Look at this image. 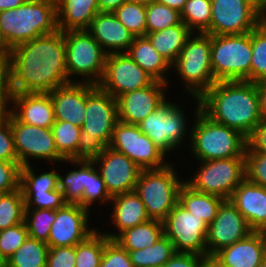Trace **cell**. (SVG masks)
<instances>
[{"mask_svg":"<svg viewBox=\"0 0 266 267\" xmlns=\"http://www.w3.org/2000/svg\"><path fill=\"white\" fill-rule=\"evenodd\" d=\"M11 93H49L70 83L63 31L41 35L11 49Z\"/></svg>","mask_w":266,"mask_h":267,"instance_id":"cell-1","label":"cell"},{"mask_svg":"<svg viewBox=\"0 0 266 267\" xmlns=\"http://www.w3.org/2000/svg\"><path fill=\"white\" fill-rule=\"evenodd\" d=\"M201 111L212 121L249 137L261 121L257 83L218 81L200 98Z\"/></svg>","mask_w":266,"mask_h":267,"instance_id":"cell-2","label":"cell"},{"mask_svg":"<svg viewBox=\"0 0 266 267\" xmlns=\"http://www.w3.org/2000/svg\"><path fill=\"white\" fill-rule=\"evenodd\" d=\"M78 140L77 160L92 161L109 146L118 121L117 99L86 83V111Z\"/></svg>","mask_w":266,"mask_h":267,"instance_id":"cell-3","label":"cell"},{"mask_svg":"<svg viewBox=\"0 0 266 267\" xmlns=\"http://www.w3.org/2000/svg\"><path fill=\"white\" fill-rule=\"evenodd\" d=\"M194 99V100H193ZM196 102L189 146L197 161L244 157L247 147V137L239 131L212 121L201 111V100L192 97Z\"/></svg>","mask_w":266,"mask_h":267,"instance_id":"cell-4","label":"cell"},{"mask_svg":"<svg viewBox=\"0 0 266 267\" xmlns=\"http://www.w3.org/2000/svg\"><path fill=\"white\" fill-rule=\"evenodd\" d=\"M57 30L56 0L24 2L15 9L0 11V35L11 49Z\"/></svg>","mask_w":266,"mask_h":267,"instance_id":"cell-5","label":"cell"},{"mask_svg":"<svg viewBox=\"0 0 266 267\" xmlns=\"http://www.w3.org/2000/svg\"><path fill=\"white\" fill-rule=\"evenodd\" d=\"M172 70L182 80L187 95L200 98L209 90L217 82L211 69V35L192 33L171 65Z\"/></svg>","mask_w":266,"mask_h":267,"instance_id":"cell-6","label":"cell"},{"mask_svg":"<svg viewBox=\"0 0 266 267\" xmlns=\"http://www.w3.org/2000/svg\"><path fill=\"white\" fill-rule=\"evenodd\" d=\"M175 165L168 163L159 169H142L140 173L134 191L142 200L150 219L163 221L178 203L184 181L178 176Z\"/></svg>","mask_w":266,"mask_h":267,"instance_id":"cell-7","label":"cell"},{"mask_svg":"<svg viewBox=\"0 0 266 267\" xmlns=\"http://www.w3.org/2000/svg\"><path fill=\"white\" fill-rule=\"evenodd\" d=\"M252 31L211 35V69L218 81H250Z\"/></svg>","mask_w":266,"mask_h":267,"instance_id":"cell-8","label":"cell"},{"mask_svg":"<svg viewBox=\"0 0 266 267\" xmlns=\"http://www.w3.org/2000/svg\"><path fill=\"white\" fill-rule=\"evenodd\" d=\"M167 97L154 112L138 124L154 144L168 157L169 153L191 137L192 126L187 122V112ZM188 123V124H187ZM189 126V127H188ZM191 126V127H190ZM189 129V132H188ZM189 135V136H188ZM188 136V137H186ZM185 140V141H184Z\"/></svg>","mask_w":266,"mask_h":267,"instance_id":"cell-9","label":"cell"},{"mask_svg":"<svg viewBox=\"0 0 266 267\" xmlns=\"http://www.w3.org/2000/svg\"><path fill=\"white\" fill-rule=\"evenodd\" d=\"M67 73L70 82L97 85L102 79L107 53L87 30L64 31ZM78 77L76 80L74 79ZM74 76V77H72Z\"/></svg>","mask_w":266,"mask_h":267,"instance_id":"cell-10","label":"cell"},{"mask_svg":"<svg viewBox=\"0 0 266 267\" xmlns=\"http://www.w3.org/2000/svg\"><path fill=\"white\" fill-rule=\"evenodd\" d=\"M197 171L184 183L192 190L217 195L229 200L234 190L246 178L245 157L198 161ZM186 179V180H185Z\"/></svg>","mask_w":266,"mask_h":267,"instance_id":"cell-11","label":"cell"},{"mask_svg":"<svg viewBox=\"0 0 266 267\" xmlns=\"http://www.w3.org/2000/svg\"><path fill=\"white\" fill-rule=\"evenodd\" d=\"M261 23V0H211L209 35H238Z\"/></svg>","mask_w":266,"mask_h":267,"instance_id":"cell-12","label":"cell"},{"mask_svg":"<svg viewBox=\"0 0 266 267\" xmlns=\"http://www.w3.org/2000/svg\"><path fill=\"white\" fill-rule=\"evenodd\" d=\"M108 147L126 155L141 169H159L171 163L166 160L169 158L140 130L138 125L119 120L115 124Z\"/></svg>","mask_w":266,"mask_h":267,"instance_id":"cell-13","label":"cell"},{"mask_svg":"<svg viewBox=\"0 0 266 267\" xmlns=\"http://www.w3.org/2000/svg\"><path fill=\"white\" fill-rule=\"evenodd\" d=\"M162 223L164 235L173 243L177 253L208 255V225L202 218L177 203Z\"/></svg>","mask_w":266,"mask_h":267,"instance_id":"cell-14","label":"cell"},{"mask_svg":"<svg viewBox=\"0 0 266 267\" xmlns=\"http://www.w3.org/2000/svg\"><path fill=\"white\" fill-rule=\"evenodd\" d=\"M11 131L18 162L21 167L32 165V160L64 162L58 153L51 128H41L20 122L11 113ZM41 159V160H40Z\"/></svg>","mask_w":266,"mask_h":267,"instance_id":"cell-15","label":"cell"},{"mask_svg":"<svg viewBox=\"0 0 266 267\" xmlns=\"http://www.w3.org/2000/svg\"><path fill=\"white\" fill-rule=\"evenodd\" d=\"M154 79L127 53H110L106 57L102 79L97 84L114 98L150 85Z\"/></svg>","mask_w":266,"mask_h":267,"instance_id":"cell-16","label":"cell"},{"mask_svg":"<svg viewBox=\"0 0 266 267\" xmlns=\"http://www.w3.org/2000/svg\"><path fill=\"white\" fill-rule=\"evenodd\" d=\"M92 161L111 197L135 190L142 169L126 155L107 146Z\"/></svg>","mask_w":266,"mask_h":267,"instance_id":"cell-17","label":"cell"},{"mask_svg":"<svg viewBox=\"0 0 266 267\" xmlns=\"http://www.w3.org/2000/svg\"><path fill=\"white\" fill-rule=\"evenodd\" d=\"M91 212L79 204H66L57 209L56 219L51 226L46 242L48 246H75L84 241L97 228L88 226Z\"/></svg>","mask_w":266,"mask_h":267,"instance_id":"cell-18","label":"cell"},{"mask_svg":"<svg viewBox=\"0 0 266 267\" xmlns=\"http://www.w3.org/2000/svg\"><path fill=\"white\" fill-rule=\"evenodd\" d=\"M253 230L230 200H224L206 236L208 255L247 237Z\"/></svg>","mask_w":266,"mask_h":267,"instance_id":"cell-19","label":"cell"},{"mask_svg":"<svg viewBox=\"0 0 266 267\" xmlns=\"http://www.w3.org/2000/svg\"><path fill=\"white\" fill-rule=\"evenodd\" d=\"M168 85L154 80L147 87L118 96V120L132 125L141 123L168 97L165 93Z\"/></svg>","mask_w":266,"mask_h":267,"instance_id":"cell-20","label":"cell"},{"mask_svg":"<svg viewBox=\"0 0 266 267\" xmlns=\"http://www.w3.org/2000/svg\"><path fill=\"white\" fill-rule=\"evenodd\" d=\"M86 30L107 54L126 53L135 38L113 12L97 13Z\"/></svg>","mask_w":266,"mask_h":267,"instance_id":"cell-21","label":"cell"},{"mask_svg":"<svg viewBox=\"0 0 266 267\" xmlns=\"http://www.w3.org/2000/svg\"><path fill=\"white\" fill-rule=\"evenodd\" d=\"M11 113L20 121L41 128L55 123L49 93H11Z\"/></svg>","mask_w":266,"mask_h":267,"instance_id":"cell-22","label":"cell"},{"mask_svg":"<svg viewBox=\"0 0 266 267\" xmlns=\"http://www.w3.org/2000/svg\"><path fill=\"white\" fill-rule=\"evenodd\" d=\"M253 231L266 232V188L246 178L229 199Z\"/></svg>","mask_w":266,"mask_h":267,"instance_id":"cell-23","label":"cell"},{"mask_svg":"<svg viewBox=\"0 0 266 267\" xmlns=\"http://www.w3.org/2000/svg\"><path fill=\"white\" fill-rule=\"evenodd\" d=\"M214 256L224 267H258L266 257V232L253 231Z\"/></svg>","mask_w":266,"mask_h":267,"instance_id":"cell-24","label":"cell"},{"mask_svg":"<svg viewBox=\"0 0 266 267\" xmlns=\"http://www.w3.org/2000/svg\"><path fill=\"white\" fill-rule=\"evenodd\" d=\"M55 120L82 127L86 111V82H70L49 92Z\"/></svg>","mask_w":266,"mask_h":267,"instance_id":"cell-25","label":"cell"},{"mask_svg":"<svg viewBox=\"0 0 266 267\" xmlns=\"http://www.w3.org/2000/svg\"><path fill=\"white\" fill-rule=\"evenodd\" d=\"M109 205L113 206L109 218L111 225L116 226V232H102L110 240H114L124 230L150 220L142 200L135 191L113 196Z\"/></svg>","mask_w":266,"mask_h":267,"instance_id":"cell-26","label":"cell"},{"mask_svg":"<svg viewBox=\"0 0 266 267\" xmlns=\"http://www.w3.org/2000/svg\"><path fill=\"white\" fill-rule=\"evenodd\" d=\"M57 28L60 31L86 30L99 13L98 0H56Z\"/></svg>","mask_w":266,"mask_h":267,"instance_id":"cell-27","label":"cell"},{"mask_svg":"<svg viewBox=\"0 0 266 267\" xmlns=\"http://www.w3.org/2000/svg\"><path fill=\"white\" fill-rule=\"evenodd\" d=\"M126 53L154 80L169 84L171 65L156 51L146 36H135Z\"/></svg>","mask_w":266,"mask_h":267,"instance_id":"cell-28","label":"cell"},{"mask_svg":"<svg viewBox=\"0 0 266 267\" xmlns=\"http://www.w3.org/2000/svg\"><path fill=\"white\" fill-rule=\"evenodd\" d=\"M193 32L182 22L161 31L147 33L156 51L172 65Z\"/></svg>","mask_w":266,"mask_h":267,"instance_id":"cell-29","label":"cell"},{"mask_svg":"<svg viewBox=\"0 0 266 267\" xmlns=\"http://www.w3.org/2000/svg\"><path fill=\"white\" fill-rule=\"evenodd\" d=\"M223 201L224 199L217 195L192 190L185 183L181 186L178 195V203L188 212L202 218L207 225L214 221Z\"/></svg>","mask_w":266,"mask_h":267,"instance_id":"cell-30","label":"cell"},{"mask_svg":"<svg viewBox=\"0 0 266 267\" xmlns=\"http://www.w3.org/2000/svg\"><path fill=\"white\" fill-rule=\"evenodd\" d=\"M163 235L162 221L150 219L124 230L114 240L123 249L134 251L152 246Z\"/></svg>","mask_w":266,"mask_h":267,"instance_id":"cell-31","label":"cell"},{"mask_svg":"<svg viewBox=\"0 0 266 267\" xmlns=\"http://www.w3.org/2000/svg\"><path fill=\"white\" fill-rule=\"evenodd\" d=\"M128 253L134 267H163L176 251L173 243L163 235L152 246Z\"/></svg>","mask_w":266,"mask_h":267,"instance_id":"cell-32","label":"cell"},{"mask_svg":"<svg viewBox=\"0 0 266 267\" xmlns=\"http://www.w3.org/2000/svg\"><path fill=\"white\" fill-rule=\"evenodd\" d=\"M66 164H73L78 169H72L62 176L58 172V189L63 192L67 204L82 206V194L86 182V160H64Z\"/></svg>","mask_w":266,"mask_h":267,"instance_id":"cell-33","label":"cell"},{"mask_svg":"<svg viewBox=\"0 0 266 267\" xmlns=\"http://www.w3.org/2000/svg\"><path fill=\"white\" fill-rule=\"evenodd\" d=\"M48 251L46 242L28 236L6 260V267H46Z\"/></svg>","mask_w":266,"mask_h":267,"instance_id":"cell-34","label":"cell"},{"mask_svg":"<svg viewBox=\"0 0 266 267\" xmlns=\"http://www.w3.org/2000/svg\"><path fill=\"white\" fill-rule=\"evenodd\" d=\"M35 172L38 173V167H33V164L21 167L20 188L22 194H42L58 189V170L53 168L52 171L45 173L36 174Z\"/></svg>","mask_w":266,"mask_h":267,"instance_id":"cell-35","label":"cell"},{"mask_svg":"<svg viewBox=\"0 0 266 267\" xmlns=\"http://www.w3.org/2000/svg\"><path fill=\"white\" fill-rule=\"evenodd\" d=\"M98 229L76 245L75 267H100L104 246L110 239Z\"/></svg>","mask_w":266,"mask_h":267,"instance_id":"cell-36","label":"cell"},{"mask_svg":"<svg viewBox=\"0 0 266 267\" xmlns=\"http://www.w3.org/2000/svg\"><path fill=\"white\" fill-rule=\"evenodd\" d=\"M111 199L95 164L93 161H86V182L82 194V207L90 211L91 207L99 202L98 204H101L102 208L107 203L109 205Z\"/></svg>","mask_w":266,"mask_h":267,"instance_id":"cell-37","label":"cell"},{"mask_svg":"<svg viewBox=\"0 0 266 267\" xmlns=\"http://www.w3.org/2000/svg\"><path fill=\"white\" fill-rule=\"evenodd\" d=\"M51 130L58 153L65 160H77L81 127L67 121L55 120Z\"/></svg>","mask_w":266,"mask_h":267,"instance_id":"cell-38","label":"cell"},{"mask_svg":"<svg viewBox=\"0 0 266 267\" xmlns=\"http://www.w3.org/2000/svg\"><path fill=\"white\" fill-rule=\"evenodd\" d=\"M25 201L21 188L0 194V230L24 222Z\"/></svg>","mask_w":266,"mask_h":267,"instance_id":"cell-39","label":"cell"},{"mask_svg":"<svg viewBox=\"0 0 266 267\" xmlns=\"http://www.w3.org/2000/svg\"><path fill=\"white\" fill-rule=\"evenodd\" d=\"M181 20L193 33H204L210 27L211 0H187Z\"/></svg>","mask_w":266,"mask_h":267,"instance_id":"cell-40","label":"cell"},{"mask_svg":"<svg viewBox=\"0 0 266 267\" xmlns=\"http://www.w3.org/2000/svg\"><path fill=\"white\" fill-rule=\"evenodd\" d=\"M182 23L181 13L154 0L146 5L147 33L157 32Z\"/></svg>","mask_w":266,"mask_h":267,"instance_id":"cell-41","label":"cell"},{"mask_svg":"<svg viewBox=\"0 0 266 267\" xmlns=\"http://www.w3.org/2000/svg\"><path fill=\"white\" fill-rule=\"evenodd\" d=\"M266 81V27L260 23L252 30L250 82Z\"/></svg>","mask_w":266,"mask_h":267,"instance_id":"cell-42","label":"cell"},{"mask_svg":"<svg viewBox=\"0 0 266 267\" xmlns=\"http://www.w3.org/2000/svg\"><path fill=\"white\" fill-rule=\"evenodd\" d=\"M55 219L56 210L25 208L24 222L31 238L47 242Z\"/></svg>","mask_w":266,"mask_h":267,"instance_id":"cell-43","label":"cell"},{"mask_svg":"<svg viewBox=\"0 0 266 267\" xmlns=\"http://www.w3.org/2000/svg\"><path fill=\"white\" fill-rule=\"evenodd\" d=\"M113 13L134 36H145L147 34L146 5L125 2Z\"/></svg>","mask_w":266,"mask_h":267,"instance_id":"cell-44","label":"cell"},{"mask_svg":"<svg viewBox=\"0 0 266 267\" xmlns=\"http://www.w3.org/2000/svg\"><path fill=\"white\" fill-rule=\"evenodd\" d=\"M244 157L246 179L266 188V153L254 151L247 144Z\"/></svg>","mask_w":266,"mask_h":267,"instance_id":"cell-45","label":"cell"},{"mask_svg":"<svg viewBox=\"0 0 266 267\" xmlns=\"http://www.w3.org/2000/svg\"><path fill=\"white\" fill-rule=\"evenodd\" d=\"M28 238L25 222L0 230V254L7 260Z\"/></svg>","mask_w":266,"mask_h":267,"instance_id":"cell-46","label":"cell"},{"mask_svg":"<svg viewBox=\"0 0 266 267\" xmlns=\"http://www.w3.org/2000/svg\"><path fill=\"white\" fill-rule=\"evenodd\" d=\"M25 208L57 210L67 203L63 198V192L55 189L42 194H23Z\"/></svg>","mask_w":266,"mask_h":267,"instance_id":"cell-47","label":"cell"},{"mask_svg":"<svg viewBox=\"0 0 266 267\" xmlns=\"http://www.w3.org/2000/svg\"><path fill=\"white\" fill-rule=\"evenodd\" d=\"M100 267H134L127 250L115 240H109L104 246Z\"/></svg>","mask_w":266,"mask_h":267,"instance_id":"cell-48","label":"cell"},{"mask_svg":"<svg viewBox=\"0 0 266 267\" xmlns=\"http://www.w3.org/2000/svg\"><path fill=\"white\" fill-rule=\"evenodd\" d=\"M0 161L18 162L11 131V112L0 117Z\"/></svg>","mask_w":266,"mask_h":267,"instance_id":"cell-49","label":"cell"},{"mask_svg":"<svg viewBox=\"0 0 266 267\" xmlns=\"http://www.w3.org/2000/svg\"><path fill=\"white\" fill-rule=\"evenodd\" d=\"M20 170L19 162L0 161V194L20 188Z\"/></svg>","mask_w":266,"mask_h":267,"instance_id":"cell-50","label":"cell"},{"mask_svg":"<svg viewBox=\"0 0 266 267\" xmlns=\"http://www.w3.org/2000/svg\"><path fill=\"white\" fill-rule=\"evenodd\" d=\"M76 245L49 247L46 267H75Z\"/></svg>","mask_w":266,"mask_h":267,"instance_id":"cell-51","label":"cell"},{"mask_svg":"<svg viewBox=\"0 0 266 267\" xmlns=\"http://www.w3.org/2000/svg\"><path fill=\"white\" fill-rule=\"evenodd\" d=\"M10 62H0V117L11 112Z\"/></svg>","mask_w":266,"mask_h":267,"instance_id":"cell-52","label":"cell"},{"mask_svg":"<svg viewBox=\"0 0 266 267\" xmlns=\"http://www.w3.org/2000/svg\"><path fill=\"white\" fill-rule=\"evenodd\" d=\"M201 255L193 253H175L163 267H200Z\"/></svg>","mask_w":266,"mask_h":267,"instance_id":"cell-53","label":"cell"},{"mask_svg":"<svg viewBox=\"0 0 266 267\" xmlns=\"http://www.w3.org/2000/svg\"><path fill=\"white\" fill-rule=\"evenodd\" d=\"M248 145L257 152L266 153V120H261L247 138Z\"/></svg>","mask_w":266,"mask_h":267,"instance_id":"cell-54","label":"cell"},{"mask_svg":"<svg viewBox=\"0 0 266 267\" xmlns=\"http://www.w3.org/2000/svg\"><path fill=\"white\" fill-rule=\"evenodd\" d=\"M261 120H266V81L257 83Z\"/></svg>","mask_w":266,"mask_h":267,"instance_id":"cell-55","label":"cell"},{"mask_svg":"<svg viewBox=\"0 0 266 267\" xmlns=\"http://www.w3.org/2000/svg\"><path fill=\"white\" fill-rule=\"evenodd\" d=\"M127 0H98L100 12H114Z\"/></svg>","mask_w":266,"mask_h":267,"instance_id":"cell-56","label":"cell"},{"mask_svg":"<svg viewBox=\"0 0 266 267\" xmlns=\"http://www.w3.org/2000/svg\"><path fill=\"white\" fill-rule=\"evenodd\" d=\"M11 48L0 35V62H10Z\"/></svg>","mask_w":266,"mask_h":267,"instance_id":"cell-57","label":"cell"},{"mask_svg":"<svg viewBox=\"0 0 266 267\" xmlns=\"http://www.w3.org/2000/svg\"><path fill=\"white\" fill-rule=\"evenodd\" d=\"M200 267H224L214 255L202 257Z\"/></svg>","mask_w":266,"mask_h":267,"instance_id":"cell-58","label":"cell"},{"mask_svg":"<svg viewBox=\"0 0 266 267\" xmlns=\"http://www.w3.org/2000/svg\"><path fill=\"white\" fill-rule=\"evenodd\" d=\"M170 8H173L181 13L187 0H156Z\"/></svg>","mask_w":266,"mask_h":267,"instance_id":"cell-59","label":"cell"},{"mask_svg":"<svg viewBox=\"0 0 266 267\" xmlns=\"http://www.w3.org/2000/svg\"><path fill=\"white\" fill-rule=\"evenodd\" d=\"M23 3V0H0V11L15 9Z\"/></svg>","mask_w":266,"mask_h":267,"instance_id":"cell-60","label":"cell"},{"mask_svg":"<svg viewBox=\"0 0 266 267\" xmlns=\"http://www.w3.org/2000/svg\"><path fill=\"white\" fill-rule=\"evenodd\" d=\"M261 23L266 27V0H261Z\"/></svg>","mask_w":266,"mask_h":267,"instance_id":"cell-61","label":"cell"},{"mask_svg":"<svg viewBox=\"0 0 266 267\" xmlns=\"http://www.w3.org/2000/svg\"><path fill=\"white\" fill-rule=\"evenodd\" d=\"M154 0H127V2H132V3H139L143 5H148L150 2H153Z\"/></svg>","mask_w":266,"mask_h":267,"instance_id":"cell-62","label":"cell"},{"mask_svg":"<svg viewBox=\"0 0 266 267\" xmlns=\"http://www.w3.org/2000/svg\"><path fill=\"white\" fill-rule=\"evenodd\" d=\"M0 267H6V260L1 254H0Z\"/></svg>","mask_w":266,"mask_h":267,"instance_id":"cell-63","label":"cell"},{"mask_svg":"<svg viewBox=\"0 0 266 267\" xmlns=\"http://www.w3.org/2000/svg\"><path fill=\"white\" fill-rule=\"evenodd\" d=\"M258 267H266V257L262 260Z\"/></svg>","mask_w":266,"mask_h":267,"instance_id":"cell-64","label":"cell"},{"mask_svg":"<svg viewBox=\"0 0 266 267\" xmlns=\"http://www.w3.org/2000/svg\"><path fill=\"white\" fill-rule=\"evenodd\" d=\"M24 2H31V1H36V0H23Z\"/></svg>","mask_w":266,"mask_h":267,"instance_id":"cell-65","label":"cell"}]
</instances>
